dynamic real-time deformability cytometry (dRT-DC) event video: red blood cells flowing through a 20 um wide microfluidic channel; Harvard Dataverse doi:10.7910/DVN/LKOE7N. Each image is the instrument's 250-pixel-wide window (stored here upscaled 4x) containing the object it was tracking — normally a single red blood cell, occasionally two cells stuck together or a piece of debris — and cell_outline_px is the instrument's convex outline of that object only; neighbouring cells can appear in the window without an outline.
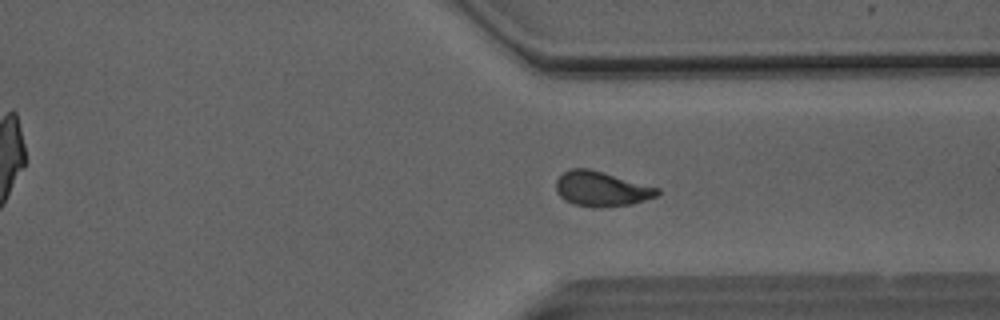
{"species": "Egyptian fruit bat (a non-hibernating species)", "species_latin": "Rousettus aegyptiacus", "temperature_condition": "room temperature", "stored_images_in_passage": 49, "camera_frame_rate_fps": 3000, "um_per_image_px": 0.085, "animal": {"sex": "male"}, "frame": {"image": 1, "passage_image": 37, "time_ms": 12.0, "image_size_px": [1000, 320], "cell_outline_px": [[660, 192], [656, 196], [632, 204], [600, 208], [596, 208], [572, 204], [564, 200], [556, 192], [556, 180], [568, 168], [588, 168], [660, 188]], "centroid_in_image_um": [51.09, 16.06], "position_along_channel_um": 360.3, "area_um2": 20.69}}
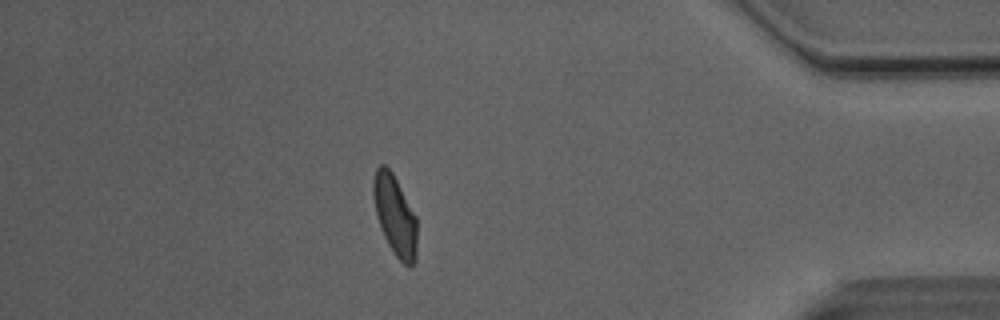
{"frame": {"image": 2, "passage_image": 43, "time_ms": 14.0, "image_size_px": [1000, 320], "cell_outline_px": [[416, 260], [408, 268], [396, 256], [388, 244], [384, 236], [376, 212], [372, 192], [372, 180], [376, 168], [380, 164], [384, 164], [392, 172], [416, 216]], "centroid_in_image_um": [33.56, 18.29], "position_along_channel_um": 401.6, "area_um2": 20.23}, "authors_computed_cell_mechanics": {"area_um2": 20.9814, "velocity_mm_per_s": 4.0853, "shape_relaxation_time_tau1_ms": 4.4786, "shape_relaxation_time_tau2_ms": 1.975, "deformation_change_tau1": 0.1455, "deformation_change_tau2": 0.0828}}